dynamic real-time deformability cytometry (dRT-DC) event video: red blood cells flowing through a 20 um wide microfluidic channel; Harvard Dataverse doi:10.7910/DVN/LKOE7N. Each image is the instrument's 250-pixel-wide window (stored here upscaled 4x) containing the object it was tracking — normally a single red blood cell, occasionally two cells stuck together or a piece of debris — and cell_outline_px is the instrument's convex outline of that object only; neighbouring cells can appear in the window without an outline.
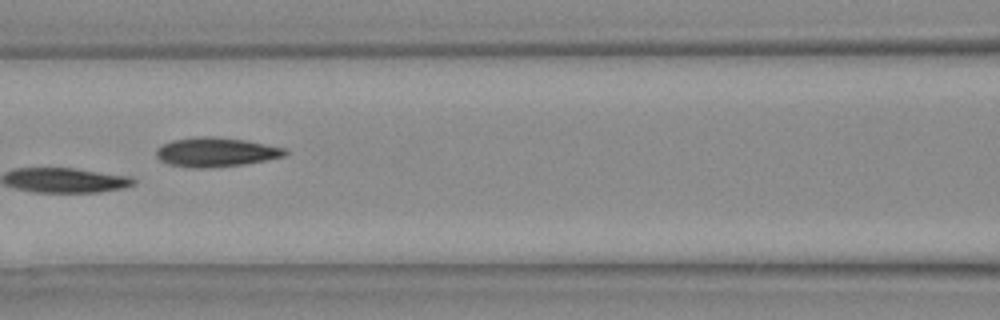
{"species": "Egyptian fruit bat (a non-hibernating species)", "species_latin": "Rousettus aegyptiacus", "temperature_condition": "warm", "stored_images_in_passage": 29, "camera_frame_rate_fps": 3000, "um_per_image_px": 0.085, "animal": {"sex": "female"}, "frame": {"image": 1, "passage_image": 13, "time_ms": 4.0, "image_size_px": [1000, 320], "cell_outline_px": [[288, 152], [284, 156], [244, 164], [204, 168], [192, 168], [168, 164], [160, 160], [156, 156], [156, 148], [172, 140], [200, 136], [216, 136], [244, 140], [284, 148]], "centroid_in_image_um": [18.3, 12.93], "position_along_channel_um": 148.3, "area_um2": 21.79}}